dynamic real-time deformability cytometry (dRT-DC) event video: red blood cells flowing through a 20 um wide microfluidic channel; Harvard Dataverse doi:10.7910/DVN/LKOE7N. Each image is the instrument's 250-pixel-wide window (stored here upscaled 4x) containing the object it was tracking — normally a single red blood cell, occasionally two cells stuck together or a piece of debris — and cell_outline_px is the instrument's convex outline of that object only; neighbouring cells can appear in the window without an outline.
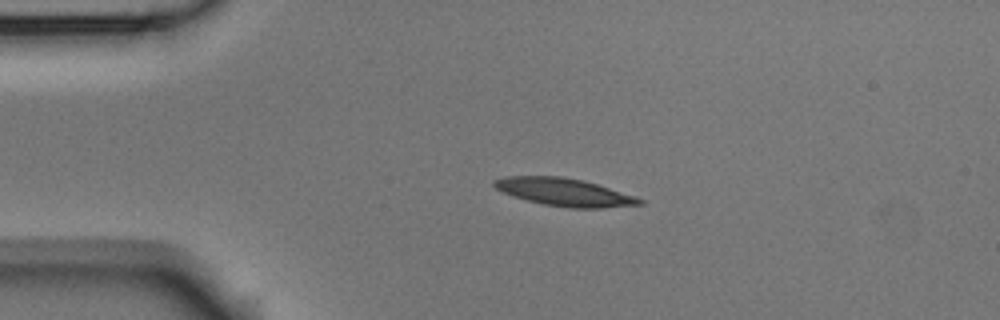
{"species": "Egyptian fruit bat (a non-hibernating species)", "species_latin": "Rousettus aegyptiacus", "temperature_condition": "room temperature", "stored_images_in_passage": 3, "camera_frame_rate_fps": 3000, "um_per_image_px": 0.085, "animal": {"sex": "male"}, "frame": {"image": 1, "passage_image": 3, "time_ms": 0.667, "image_size_px": [1000, 320], "cell_outline_px": [[644, 204], [600, 208], [568, 208], [544, 204], [512, 196], [496, 188], [492, 184], [492, 180], [504, 176], [564, 176], [584, 180], [636, 196], [644, 200]], "centroid_in_image_um": [47.97, 16.32], "position_along_channel_um": 37.0, "area_um2": 23.58}}